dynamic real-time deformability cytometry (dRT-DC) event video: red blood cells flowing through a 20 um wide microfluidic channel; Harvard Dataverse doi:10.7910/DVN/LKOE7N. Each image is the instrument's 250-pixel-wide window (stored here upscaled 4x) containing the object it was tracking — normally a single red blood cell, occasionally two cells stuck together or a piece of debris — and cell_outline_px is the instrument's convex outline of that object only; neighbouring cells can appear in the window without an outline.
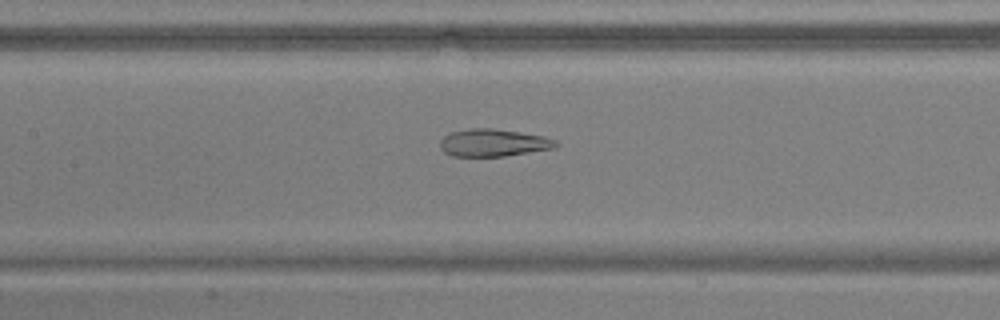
{"species": "common noctule bat (a hibernating species)", "species_latin": "Nyctalus noctula", "temperature_condition": "warm", "stored_images_in_passage": 43, "camera_frame_rate_fps": 3000, "um_per_image_px": 0.085, "animal": {"sex": "male", "body_mass_g": 17.9, "forearm_length_mm": 54.2}, "frame": {"image": 1, "passage_image": 15, "time_ms": 4.667, "image_size_px": [1000, 320], "cell_outline_px": [[556, 148], [504, 156], [452, 156], [444, 152], [440, 148], [440, 140], [444, 136], [452, 132], [468, 128], [492, 128], [520, 132], [544, 136], [556, 140]], "centroid_in_image_um": [41.92, 12.13], "position_along_channel_um": 165.5, "area_um2": 18.5}}
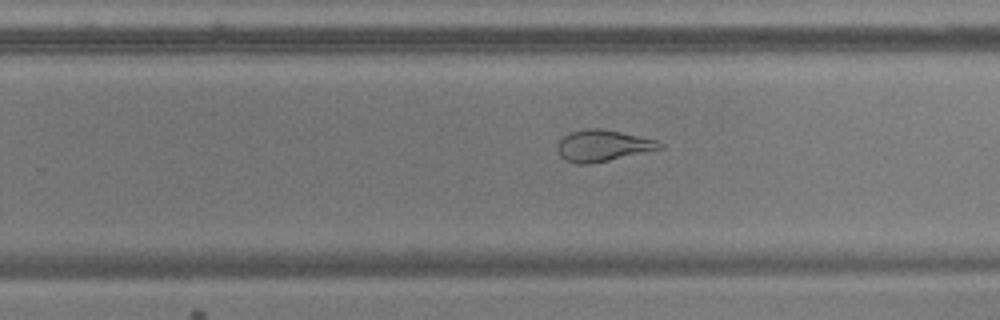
{"frame": {"image": 2, "passage_image": 24, "time_ms": 7.667, "image_size_px": [1000, 320], "cell_outline_px": [[664, 148], [608, 160], [588, 164], [576, 164], [564, 160], [560, 156], [556, 148], [556, 144], [568, 132], [588, 128], [600, 128], [620, 132], [656, 140], [664, 144]], "centroid_in_image_um": [51.19, 12.38], "position_along_channel_um": 278.6, "area_um2": 18.73}}
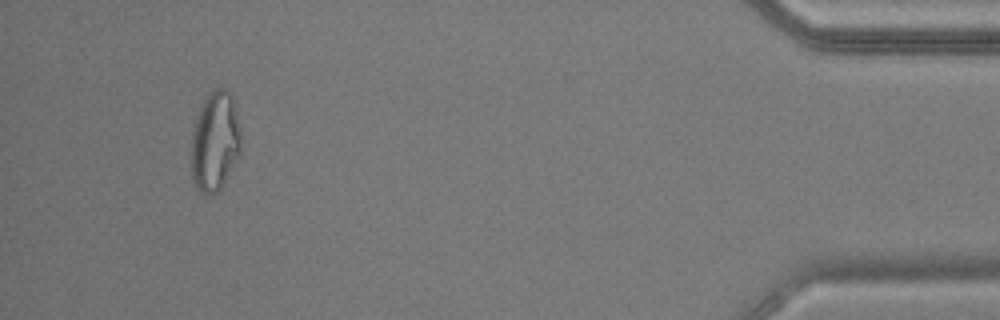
{"frame": {"image": 3, "passage_image": 40, "time_ms": 13.0, "image_size_px": [1000, 320], "cell_outline_px": [[240, 152], [220, 192], [200, 192], [192, 176], [192, 132], [200, 108], [208, 92], [212, 88], [224, 88], [232, 96], [236, 112], [240, 132]], "centroid_in_image_um": [18.28, 11.99], "position_along_channel_um": 416.9, "area_um2": 28.44}, "authors_computed_cell_mechanics": {"area_um2": 22.1374, "velocity_mm_per_s": 3.7848, "shape_relaxation_time_tau1_ms": null, "shape_relaxation_time_tau2_ms": 2.3828, "deformation_change_tau1": null, "deformation_change_tau2": 0.085}}